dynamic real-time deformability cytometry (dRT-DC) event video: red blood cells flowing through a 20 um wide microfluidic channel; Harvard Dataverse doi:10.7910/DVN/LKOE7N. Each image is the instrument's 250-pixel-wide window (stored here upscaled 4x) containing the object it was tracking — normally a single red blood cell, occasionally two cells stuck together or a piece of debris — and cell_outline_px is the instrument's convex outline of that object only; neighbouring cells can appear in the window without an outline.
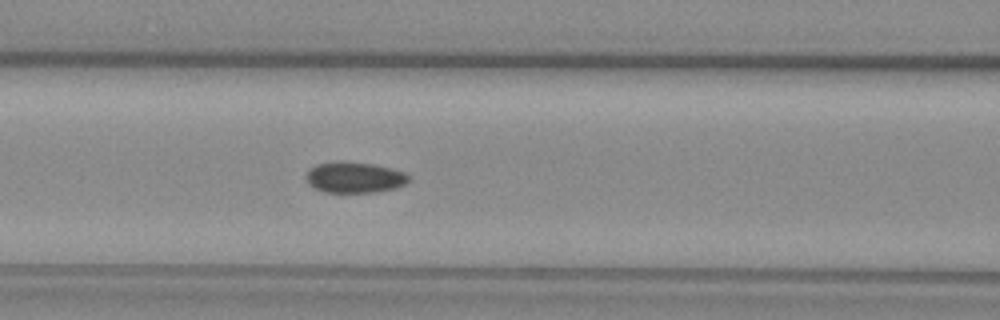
{"species": "common noctule bat (a hibernating species)", "species_latin": "Nyctalus noctula", "temperature_condition": "warm", "stored_images_in_passage": 43, "camera_frame_rate_fps": 3000, "um_per_image_px": 0.085, "animal": {"sex": "female", "body_mass_g": 29.2, "forearm_length_mm": 56.3}, "frame": {"image": 1, "passage_image": 13, "time_ms": 4.0, "image_size_px": [1000, 320], "cell_outline_px": [[408, 180], [404, 184], [396, 188], [372, 192], [324, 192], [312, 188], [308, 184], [304, 176], [308, 168], [316, 164], [336, 160], [372, 164], [404, 172], [408, 176]], "centroid_in_image_um": [30.02, 15.07], "position_along_channel_um": 136.6, "area_um2": 18.61}}
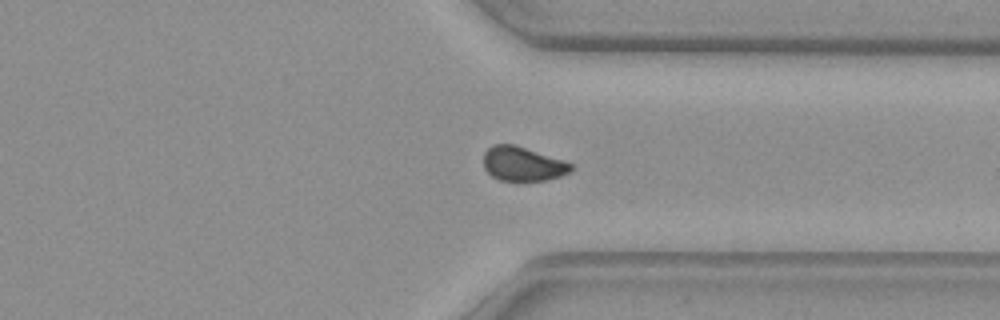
{"frame": {"image": 2, "passage_image": 30, "time_ms": 9.667, "image_size_px": [1000, 320], "cell_outline_px": [[572, 172], [548, 180], [500, 180], [492, 176], [484, 168], [484, 152], [492, 144], [516, 144], [564, 160], [572, 164]], "centroid_in_image_um": [44.44, 13.91], "position_along_channel_um": 367.0, "area_um2": 17.57}}
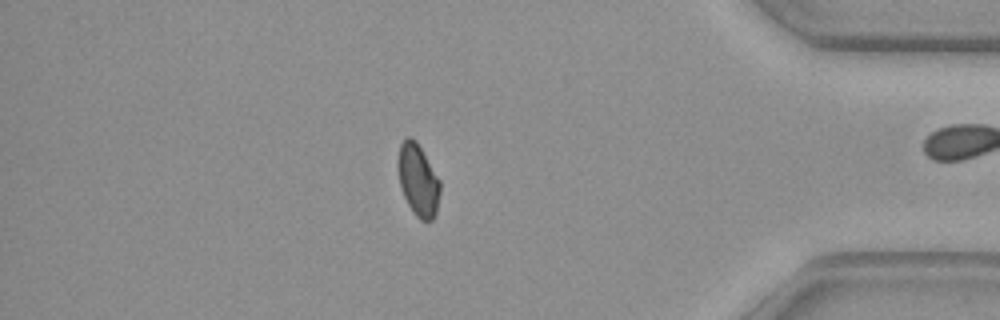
{"frame": {"image": 3, "passage_image": 35, "time_ms": 11.333, "image_size_px": [1000, 320], "cell_outline_px": [[440, 192], [436, 212], [432, 220], [420, 220], [416, 216], [408, 204], [400, 188], [396, 164], [400, 144], [408, 136], [412, 136], [416, 140], [440, 180]], "centroid_in_image_um": [35.51, 15.28], "position_along_channel_um": 399.7, "area_um2": 17.8}, "authors_computed_cell_mechanics": {"area_um2": 18.5538, "velocity_mm_per_s": 4.0718, "shape_relaxation_time_tau1_ms": null, "shape_relaxation_time_tau2_ms": 1.0187, "deformation_change_tau1": null, "deformation_change_tau2": 0.0478}}